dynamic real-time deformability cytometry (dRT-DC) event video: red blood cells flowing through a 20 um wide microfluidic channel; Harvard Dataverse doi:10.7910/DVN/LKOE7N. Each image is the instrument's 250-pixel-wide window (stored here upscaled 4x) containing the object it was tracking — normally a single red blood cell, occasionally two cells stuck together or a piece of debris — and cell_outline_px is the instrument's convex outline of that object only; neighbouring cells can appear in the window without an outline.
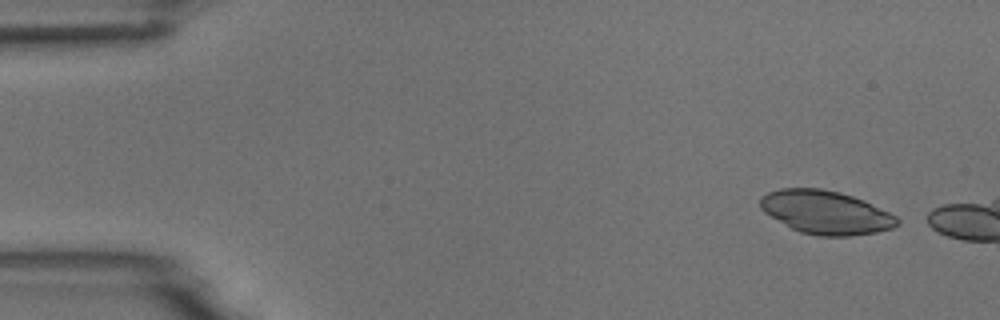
{"species": "common noctule bat (a hibernating species)", "species_latin": "Nyctalus noctula", "temperature_condition": "room temperature", "stored_images_in_passage": 3, "camera_frame_rate_fps": 3000, "um_per_image_px": 0.085, "animal": {"sex": "male", "body_mass_g": 18.8}, "frame": {"image": 1, "passage_image": 1, "time_ms": 0.0, "image_size_px": [1000, 320], "cell_outline_px": [[900, 224], [892, 228], [876, 232], [852, 236], [820, 236], [800, 232], [792, 228], [764, 212], [760, 208], [760, 196], [768, 192], [780, 188], [820, 188], [840, 192], [864, 200], [896, 216], [900, 220]], "centroid_in_image_um": [70.19, 18.04], "position_along_channel_um": 14.8, "area_um2": 34.62}}